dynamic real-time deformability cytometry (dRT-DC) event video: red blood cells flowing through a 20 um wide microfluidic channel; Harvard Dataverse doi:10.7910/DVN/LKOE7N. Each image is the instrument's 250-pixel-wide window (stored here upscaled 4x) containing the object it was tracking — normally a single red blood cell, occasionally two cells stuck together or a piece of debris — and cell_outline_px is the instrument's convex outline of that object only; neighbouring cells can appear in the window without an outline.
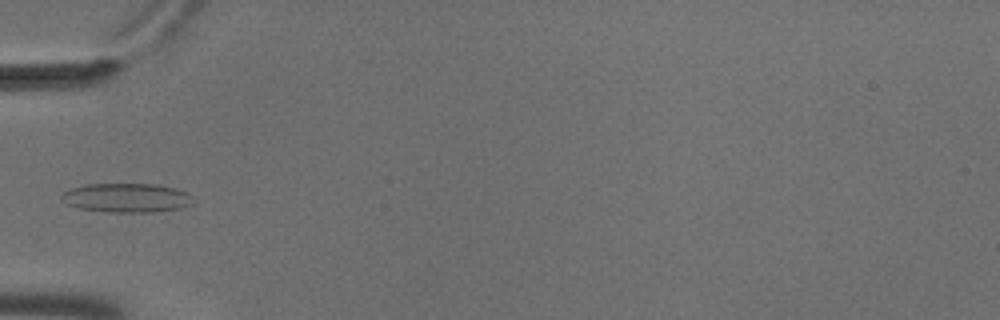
{"species": "common noctule bat (a hibernating species)", "species_latin": "Nyctalus noctula", "temperature_condition": "cold", "stored_images_in_passage": 6, "camera_frame_rate_fps": 3000, "um_per_image_px": 0.085, "animal": {"sex": "male", "body_mass_g": 18.8}, "frame": {"image": 1, "passage_image": 6, "time_ms": 1.667, "image_size_px": [1000, 320], "cell_outline_px": [[192, 204], [180, 208], [152, 212], [108, 212], [80, 208], [68, 204], [60, 196], [64, 192], [72, 188], [88, 184], [156, 184], [176, 188], [192, 196]], "centroid_in_image_um": [10.78, 16.81], "position_along_channel_um": 74.2, "area_um2": 22.08}}